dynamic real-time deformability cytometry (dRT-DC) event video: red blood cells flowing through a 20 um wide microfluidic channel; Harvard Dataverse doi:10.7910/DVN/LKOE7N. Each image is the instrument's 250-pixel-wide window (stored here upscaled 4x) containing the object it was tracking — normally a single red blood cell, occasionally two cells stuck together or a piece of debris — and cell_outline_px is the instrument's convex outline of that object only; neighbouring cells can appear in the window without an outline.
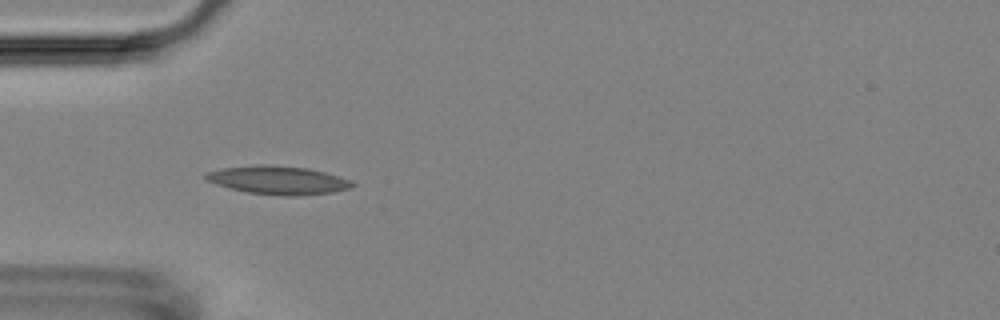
{"species": "Egyptian fruit bat (a non-hibernating species)", "species_latin": "Rousettus aegyptiacus", "temperature_condition": "room temperature", "stored_images_in_passage": 10, "camera_frame_rate_fps": 3000, "um_per_image_px": 0.085, "animal": {"sex": "female"}, "frame": {"image": 1, "passage_image": 4, "time_ms": 3.333, "image_size_px": [1000, 320], "cell_outline_px": [[356, 184], [352, 188], [332, 192], [300, 196], [284, 196], [248, 192], [216, 184], [204, 180], [204, 176], [208, 172], [220, 168], [256, 164], [264, 164], [308, 168], [324, 172], [352, 180]], "centroid_in_image_um": [23.65, 15.31], "position_along_channel_um": 61.3, "area_um2": 24.33}}
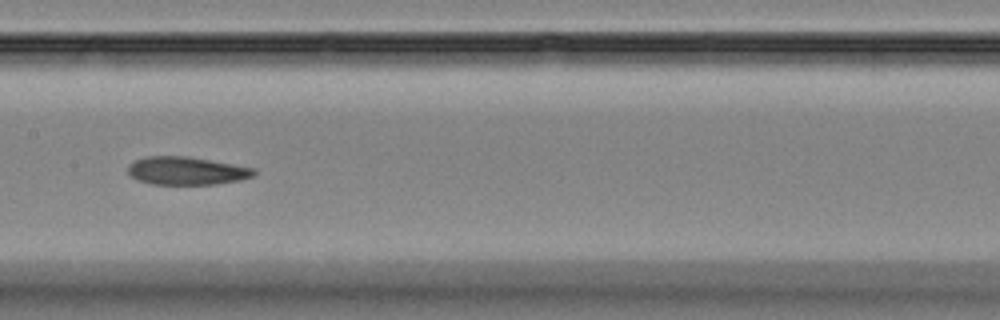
{"frame": {"image": 2, "passage_image": 7, "time_ms": 7.0, "image_size_px": [1000, 320], "cell_outline_px": [[256, 172], [252, 176], [240, 180], [216, 184], [152, 184], [136, 180], [128, 172], [128, 164], [144, 156], [188, 156], [256, 168]], "centroid_in_image_um": [15.85, 14.51], "position_along_channel_um": 191.6, "area_um2": 20.63}}
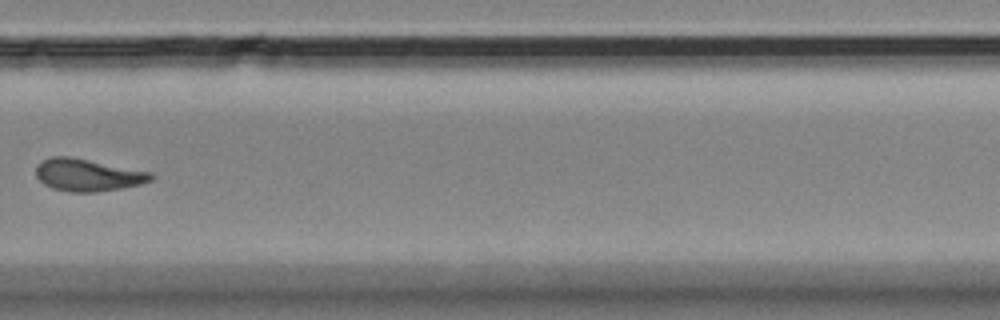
{"frame": {"image": 3, "passage_image": 10, "time_ms": 10.667, "image_size_px": [1000, 320], "cell_outline_px": [[156, 176], [152, 180], [140, 184], [120, 188], [96, 192], [68, 192], [52, 188], [44, 184], [36, 176], [36, 164], [52, 156], [68, 156], [152, 172]], "centroid_in_image_um": [7.46, 14.88], "position_along_channel_um": 322.3, "area_um2": 21.62}}